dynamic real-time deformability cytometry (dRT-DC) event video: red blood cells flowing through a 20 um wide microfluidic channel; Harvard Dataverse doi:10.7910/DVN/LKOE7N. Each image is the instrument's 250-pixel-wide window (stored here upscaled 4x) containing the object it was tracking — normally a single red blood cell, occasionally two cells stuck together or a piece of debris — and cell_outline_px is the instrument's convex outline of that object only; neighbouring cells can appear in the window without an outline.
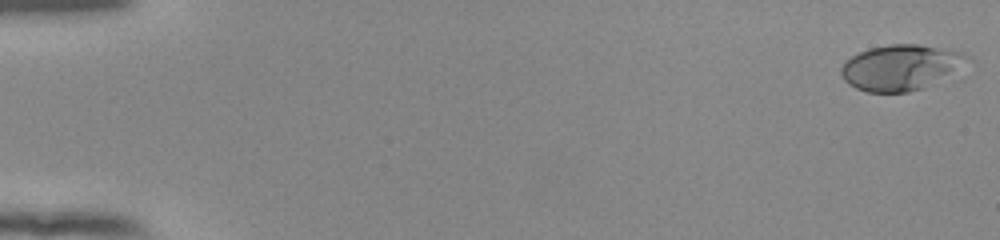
{"species": "human", "species_latin": "Homo sapiens", "temperature_condition": "room temperature", "stored_images_in_passage": 54, "camera_frame_rate_fps": 3000, "um_per_image_px": 0.085, "donor": {"sex": "female"}, "frame": {"image": 1, "passage_image": 1, "time_ms": 0.0, "image_size_px": [1000, 240], "cell_outline_px": [[972, 60], [924, 88], [908, 92], [868, 92], [856, 88], [848, 84], [844, 80], [840, 72], [840, 68], [852, 56], [868, 48], [892, 44], [920, 44], [948, 48], [964, 52], [972, 56]], "centroid_in_image_um": [76.59, 5.71], "position_along_channel_um": 8.4, "area_um2": 33.52}}
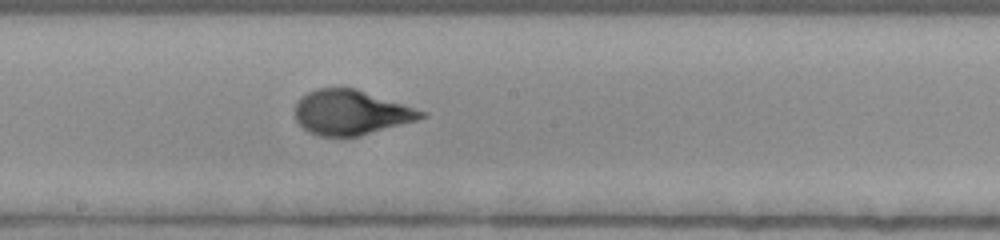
{"frame": {"image": 2, "passage_image": 31, "time_ms": 10.0, "image_size_px": [1000, 240], "cell_outline_px": [[428, 116], [416, 120], [360, 136], [320, 136], [308, 132], [296, 120], [296, 100], [300, 96], [316, 88], [356, 88], [428, 112]], "centroid_in_image_um": [29.83, 9.55], "position_along_channel_um": 218.4, "area_um2": 32.95}}
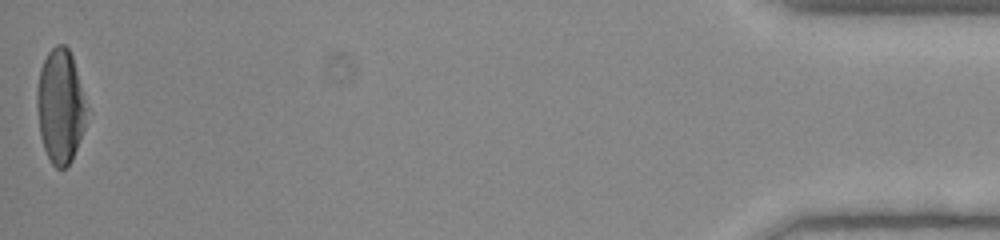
{"frame": {"image": 3, "passage_image": 54, "time_ms": 17.667, "image_size_px": [1000, 240], "cell_outline_px": [[92, 112], [72, 160], [64, 168], [56, 168], [52, 164], [44, 148], [40, 136], [36, 108], [36, 88], [40, 68], [48, 52], [56, 44], [64, 44], [68, 48], [72, 56]], "centroid_in_image_um": [5.18, 9.02], "position_along_channel_um": 430.0, "area_um2": 34.28}, "authors_computed_cell_mechanics": {"area_um2": 32.368, "velocity_mm_per_s": 3.8974, "shape_relaxation_time_tau1_ms": 5.9087, "shape_relaxation_time_tau2_ms": null, "deformation_change_tau1": 0.261, "deformation_change_tau2": null}}